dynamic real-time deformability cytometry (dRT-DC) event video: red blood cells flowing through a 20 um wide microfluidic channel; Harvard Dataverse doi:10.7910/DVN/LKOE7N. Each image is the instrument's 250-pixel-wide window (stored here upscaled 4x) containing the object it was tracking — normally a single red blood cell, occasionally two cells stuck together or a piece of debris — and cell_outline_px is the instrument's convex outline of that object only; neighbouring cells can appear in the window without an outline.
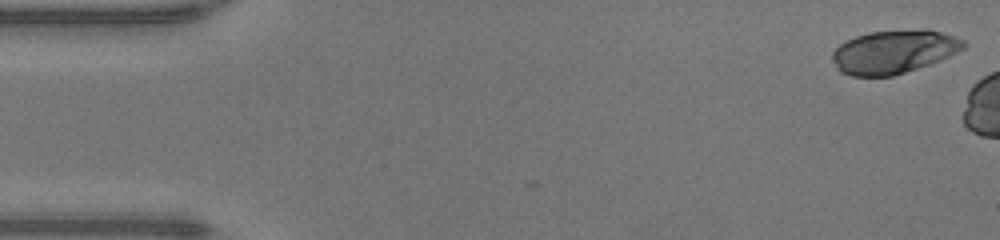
{"species": "human", "species_latin": "Homo sapiens", "temperature_condition": "warm", "stored_images_in_passage": 6, "camera_frame_rate_fps": 3000, "um_per_image_px": 0.085, "donor": {"sex": "male"}, "frame": {"image": 1, "passage_image": 1, "time_ms": 0.0, "image_size_px": [1000, 240], "cell_outline_px": [[968, 44], [964, 48], [940, 60], [892, 76], [852, 76], [840, 72], [836, 68], [832, 60], [832, 52], [840, 44], [856, 36], [868, 32], [920, 28], [928, 28], [964, 40]], "centroid_in_image_um": [75.96, 4.38], "position_along_channel_um": 9.0, "area_um2": 33.23}}